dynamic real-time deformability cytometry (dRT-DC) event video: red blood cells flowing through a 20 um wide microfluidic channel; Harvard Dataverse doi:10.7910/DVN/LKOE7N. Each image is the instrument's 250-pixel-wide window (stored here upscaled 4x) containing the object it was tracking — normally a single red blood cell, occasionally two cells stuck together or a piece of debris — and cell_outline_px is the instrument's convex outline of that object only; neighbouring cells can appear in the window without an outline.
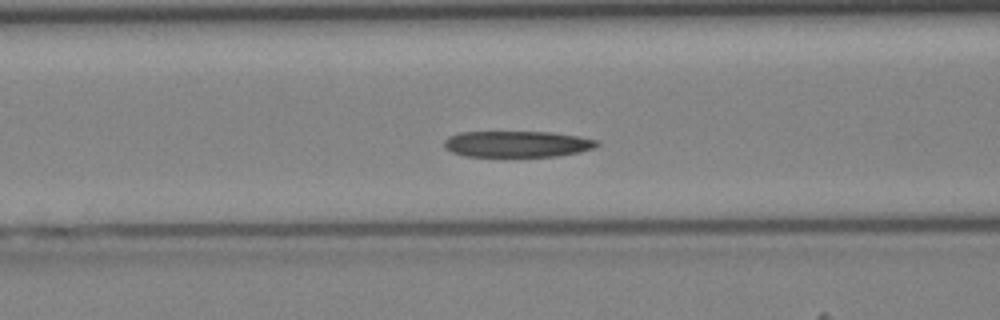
{"species": "Egyptian fruit bat (a non-hibernating species)", "species_latin": "Rousettus aegyptiacus", "temperature_condition": "cold", "stored_images_in_passage": 38, "camera_frame_rate_fps": 3000, "um_per_image_px": 0.085, "animal": {"sex": "female"}, "frame": {"image": 1, "passage_image": 11, "time_ms": 3.333, "image_size_px": [1000, 320], "cell_outline_px": [[600, 144], [596, 148], [580, 152], [556, 156], [464, 156], [452, 152], [444, 148], [444, 140], [448, 136], [460, 132], [552, 132], [580, 136], [600, 140]], "centroid_in_image_um": [44.0, 12.23], "position_along_channel_um": 122.6, "area_um2": 23.58}}
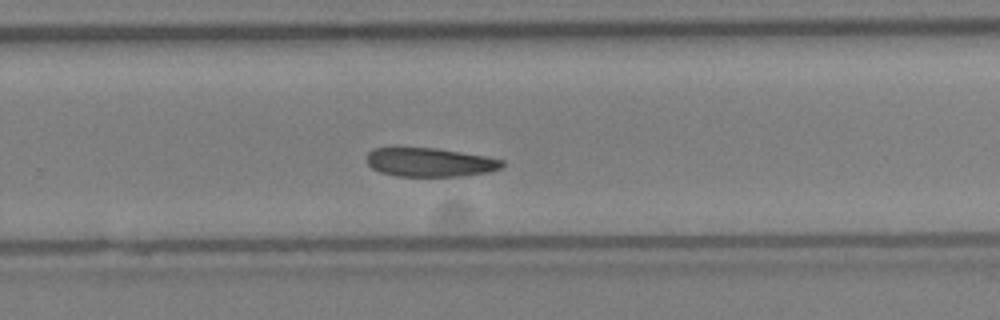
{"frame": {"image": 2, "passage_image": 22, "time_ms": 7.0, "image_size_px": [1000, 320], "cell_outline_px": [[504, 164], [500, 168], [488, 172], [460, 176], [396, 176], [380, 172], [372, 168], [368, 164], [368, 152], [372, 148], [436, 148], [488, 156], [504, 160]], "centroid_in_image_um": [36.56, 13.79], "position_along_channel_um": 293.2, "area_um2": 22.72}}
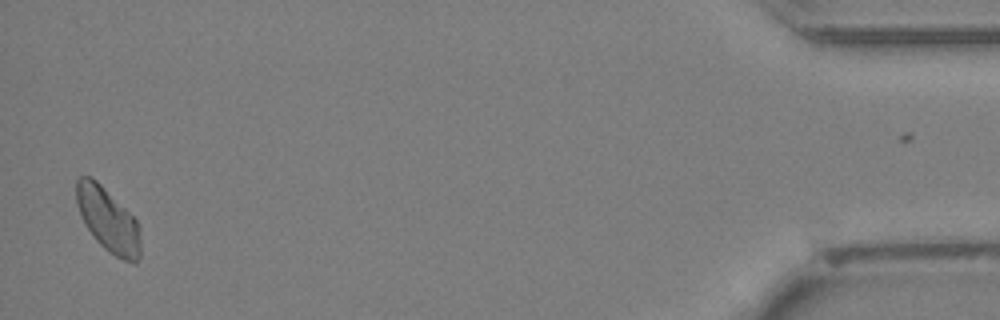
{"frame": {"image": 3, "passage_image": 36, "time_ms": 11.667, "image_size_px": [1000, 320], "cell_outline_px": [[140, 256], [136, 260], [124, 260], [108, 252], [96, 240], [80, 216], [76, 204], [76, 180], [80, 176], [92, 176], [136, 220], [140, 228]], "centroid_in_image_um": [9.15, 18.67], "position_along_channel_um": 426.0, "area_um2": 23.52}}